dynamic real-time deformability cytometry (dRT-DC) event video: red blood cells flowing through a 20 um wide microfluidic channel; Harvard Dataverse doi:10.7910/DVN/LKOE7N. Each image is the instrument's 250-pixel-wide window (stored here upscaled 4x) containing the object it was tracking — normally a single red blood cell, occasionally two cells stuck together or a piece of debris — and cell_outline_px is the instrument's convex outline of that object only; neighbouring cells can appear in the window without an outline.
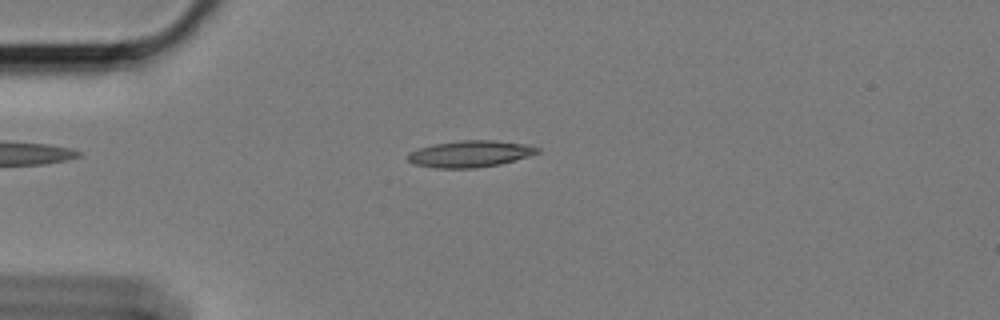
{"species": "Egyptian fruit bat (a non-hibernating species)", "species_latin": "Rousettus aegyptiacus", "temperature_condition": "cold", "stored_images_in_passage": 50, "camera_frame_rate_fps": 3000, "um_per_image_px": 0.085, "animal": {"sex": "female"}, "frame": {"image": 1, "passage_image": 6, "time_ms": 1.667, "image_size_px": [1000, 320], "cell_outline_px": [[540, 152], [528, 156], [500, 164], [476, 168], [432, 168], [412, 164], [408, 160], [408, 152], [416, 148], [432, 144], [460, 140], [496, 140], [528, 144], [540, 148]], "centroid_in_image_um": [39.92, 13.07], "position_along_channel_um": 45.1, "area_um2": 20.4}}
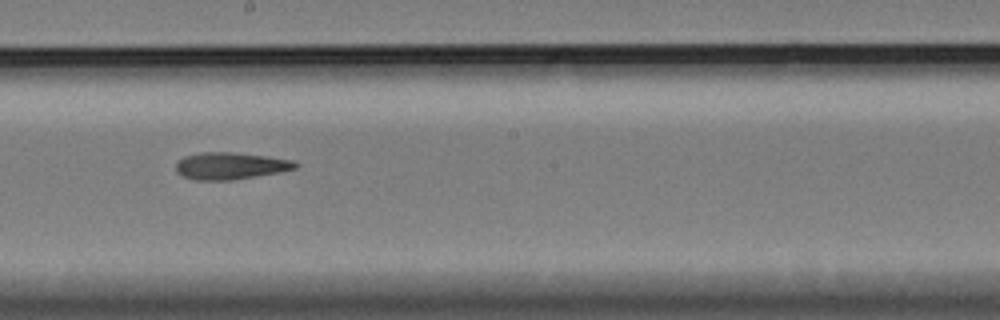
{"frame": {"image": 2, "passage_image": 24, "time_ms": 7.667, "image_size_px": [1000, 320], "cell_outline_px": [[300, 164], [296, 168], [280, 172], [232, 180], [192, 180], [176, 172], [176, 164], [184, 156], [204, 152], [232, 152], [296, 160]], "centroid_in_image_um": [19.61, 14.1], "position_along_channel_um": 228.6, "area_um2": 18.79}}
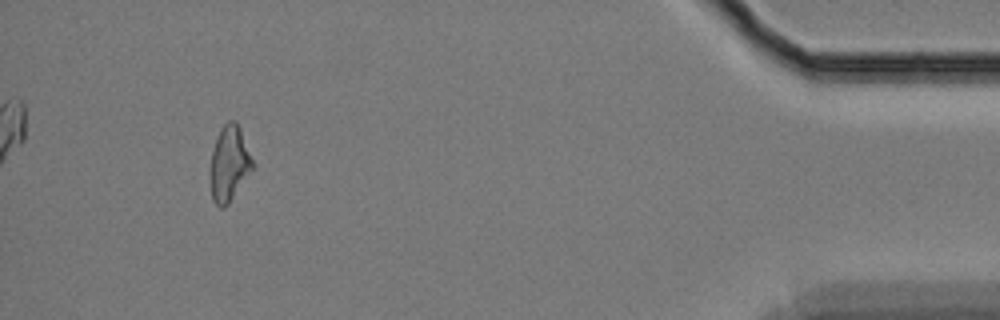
{"frame": {"image": 3, "passage_image": 46, "time_ms": 15.0, "image_size_px": [1000, 320], "cell_outline_px": [[252, 168], [228, 204], [224, 208], [220, 208], [212, 200], [208, 172], [212, 148], [216, 136], [220, 128], [228, 120], [236, 120], [240, 128], [252, 160]], "centroid_in_image_um": [19.41, 13.89], "position_along_channel_um": 415.8, "area_um2": 18.67}}